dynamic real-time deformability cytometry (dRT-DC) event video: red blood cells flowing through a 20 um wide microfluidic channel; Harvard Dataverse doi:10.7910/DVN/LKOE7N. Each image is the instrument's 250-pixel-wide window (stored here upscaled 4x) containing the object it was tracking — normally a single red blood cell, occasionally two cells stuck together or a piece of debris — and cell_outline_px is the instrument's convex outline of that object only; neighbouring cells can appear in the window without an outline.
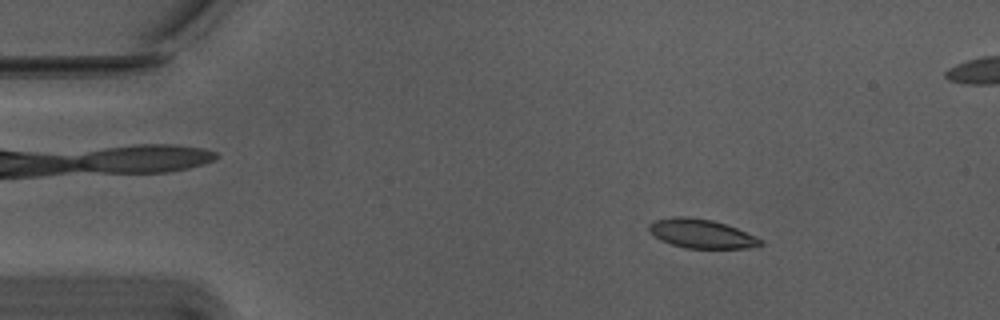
{"species": "Egyptian fruit bat (a non-hibernating species)", "species_latin": "Rousettus aegyptiacus", "temperature_condition": "warm", "stored_images_in_passage": 56, "segment_of_instrument_passage": [1, 2], "camera_frame_rate_fps": 3000, "um_per_image_px": 0.085, "animal": {"sex": "male"}, "frame": {"image": 1, "passage_image": 8, "time_ms": 2.333, "image_size_px": [1000, 320], "cell_outline_px": [[764, 244], [748, 248], [684, 248], [660, 240], [648, 228], [648, 224], [656, 220], [676, 216], [684, 216], [712, 220], [736, 228], [764, 240]], "centroid_in_image_um": [59.63, 19.87], "position_along_channel_um": 25.4, "area_um2": 18.61}}
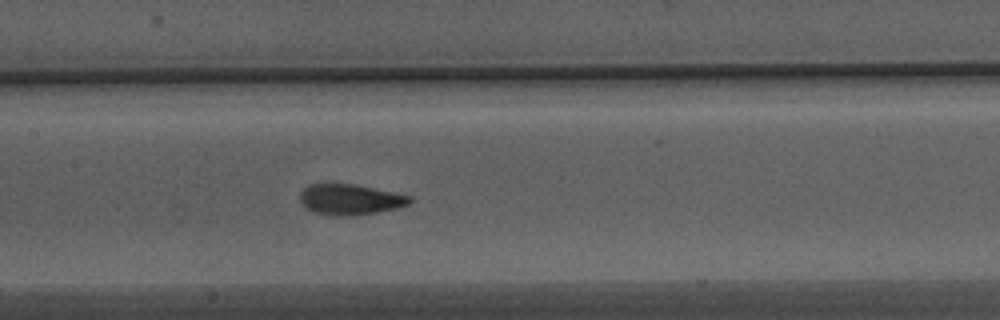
{"frame": {"image": 2, "passage_image": 26, "time_ms": 8.333, "image_size_px": [1000, 320], "cell_outline_px": [[412, 200], [408, 204], [396, 208], [376, 212], [352, 216], [336, 216], [316, 212], [308, 208], [300, 200], [300, 192], [308, 184], [356, 184], [412, 196]], "centroid_in_image_um": [29.78, 16.94], "position_along_channel_um": 177.6, "area_um2": 19.42}}
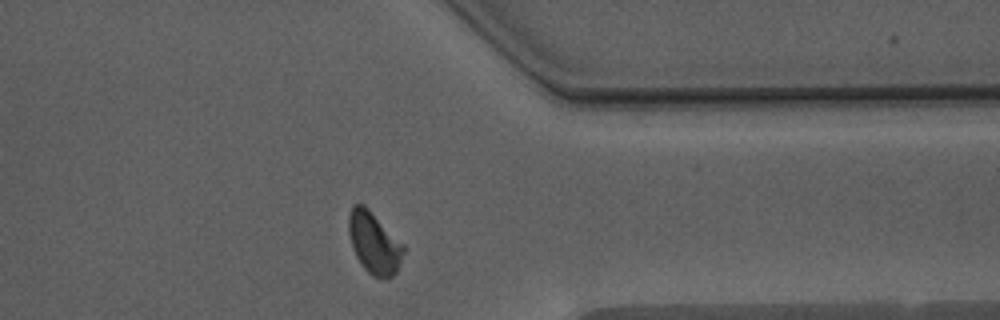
{"frame": {"image": 3, "passage_image": 43, "time_ms": 14.0, "image_size_px": [1000, 320], "cell_outline_px": [[404, 252], [396, 272], [392, 276], [384, 280], [372, 276], [364, 268], [356, 256], [352, 248], [348, 232], [348, 216], [352, 204], [364, 204], [404, 244]], "centroid_in_image_um": [31.78, 20.64], "position_along_channel_um": 379.6, "area_um2": 19.83}}